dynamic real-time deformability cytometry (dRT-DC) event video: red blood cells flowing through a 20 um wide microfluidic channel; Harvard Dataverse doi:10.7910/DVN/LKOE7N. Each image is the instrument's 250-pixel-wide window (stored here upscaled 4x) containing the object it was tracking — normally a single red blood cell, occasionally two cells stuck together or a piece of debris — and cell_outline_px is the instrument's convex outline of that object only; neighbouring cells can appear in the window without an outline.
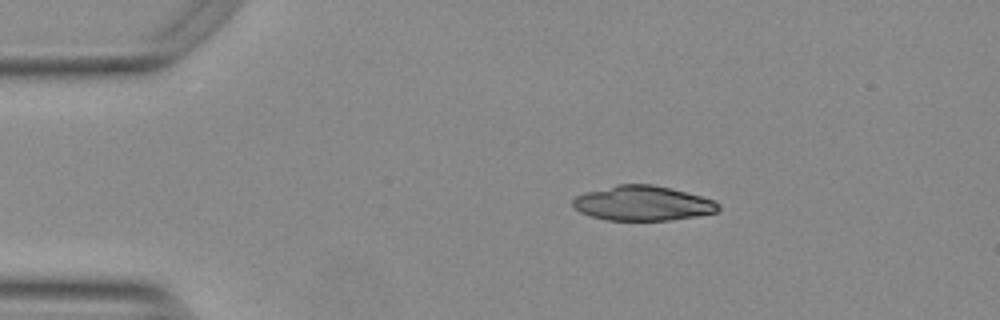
{"species": "Egyptian fruit bat (a non-hibernating species)", "species_latin": "Rousettus aegyptiacus", "temperature_condition": "warm", "stored_images_in_passage": 45, "camera_frame_rate_fps": 3000, "um_per_image_px": 0.085, "animal": {"sex": "female"}, "frame": {"image": 1, "passage_image": 1, "time_ms": 0.0, "image_size_px": [1000, 320], "cell_outline_px": [[720, 208], [716, 212], [696, 216], [668, 220], [608, 220], [588, 216], [580, 212], [572, 204], [572, 200], [576, 196], [588, 192], [620, 184], [652, 184], [716, 200], [720, 204]], "centroid_in_image_um": [54.64, 17.29], "position_along_channel_um": 30.4, "area_um2": 29.19}}
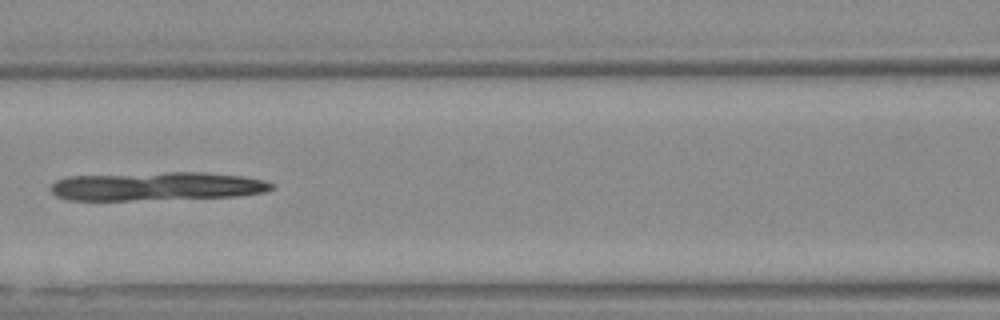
{"frame": {"image": 2, "passage_image": 15, "time_ms": 4.667, "image_size_px": [1000, 320], "cell_outline_px": [[276, 188], [268, 192], [240, 196], [128, 200], [68, 200], [56, 196], [52, 192], [52, 184], [56, 180], [68, 176], [172, 172], [204, 172], [240, 176], [264, 180], [272, 184]], "centroid_in_image_um": [13.35, 15.83], "position_along_channel_um": 153.2, "area_um2": 36.7}}
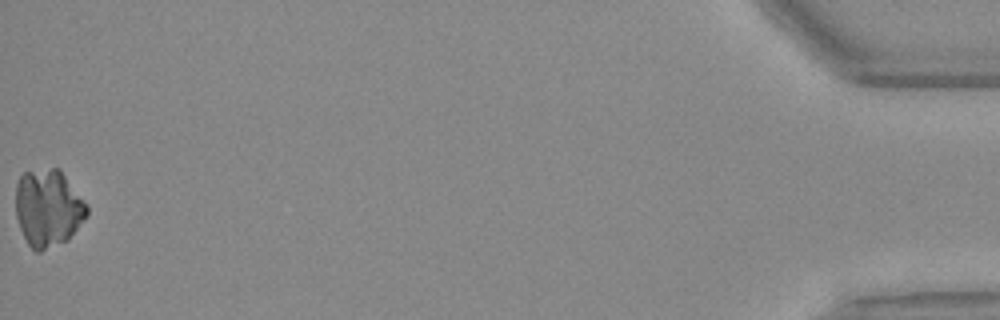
{"frame": {"image": 3, "passage_image": 45, "time_ms": 14.667, "image_size_px": [1000, 320], "cell_outline_px": [[88, 216], [68, 240], [40, 252], [36, 252], [28, 244], [20, 228], [16, 216], [16, 184], [20, 176], [24, 172], [52, 168], [56, 168], [64, 176], [88, 204]], "centroid_in_image_um": [4.1, 17.71], "position_along_channel_um": 431.1, "area_um2": 32.02}}